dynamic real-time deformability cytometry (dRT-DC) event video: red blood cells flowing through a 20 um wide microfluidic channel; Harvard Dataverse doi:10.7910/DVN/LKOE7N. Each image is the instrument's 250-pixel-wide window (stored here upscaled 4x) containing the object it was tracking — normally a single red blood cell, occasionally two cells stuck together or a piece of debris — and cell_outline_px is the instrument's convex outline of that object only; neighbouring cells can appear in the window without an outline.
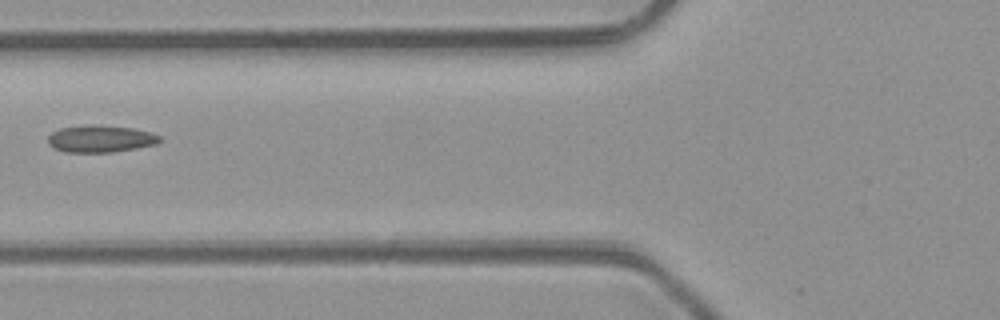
{"species": "common noctule bat (a hibernating species)", "species_latin": "Nyctalus noctula", "temperature_condition": "room temperature", "stored_images_in_passage": 3, "camera_frame_rate_fps": 3000, "um_per_image_px": 0.085, "animal": {"sex": "male", "body_mass_g": 23.1, "forearm_length_mm": 52.7}, "frame": {"image": 1, "passage_image": 2, "time_ms": 1.0, "image_size_px": [1000, 320], "cell_outline_px": [[160, 140], [156, 144], [136, 148], [112, 152], [64, 152], [52, 148], [48, 144], [48, 136], [52, 132], [60, 128], [100, 124], [132, 128], [148, 132], [160, 136]], "centroid_in_image_um": [8.5, 11.8], "position_along_channel_um": 117.3, "area_um2": 17.57}}
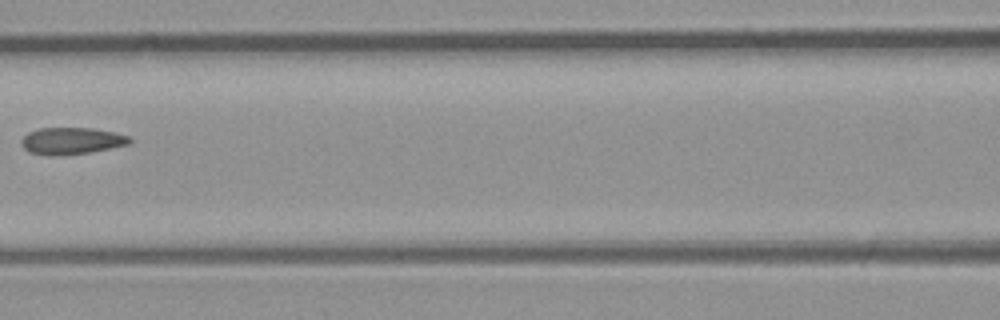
{"frame": {"image": 2, "passage_image": 3, "time_ms": 2.0, "image_size_px": [1000, 320], "cell_outline_px": [[132, 140], [128, 144], [88, 152], [48, 156], [28, 152], [20, 144], [20, 140], [28, 132], [40, 128], [92, 128], [116, 132], [128, 136]], "centroid_in_image_um": [6.03, 11.96], "position_along_channel_um": 160.6, "area_um2": 16.82}}